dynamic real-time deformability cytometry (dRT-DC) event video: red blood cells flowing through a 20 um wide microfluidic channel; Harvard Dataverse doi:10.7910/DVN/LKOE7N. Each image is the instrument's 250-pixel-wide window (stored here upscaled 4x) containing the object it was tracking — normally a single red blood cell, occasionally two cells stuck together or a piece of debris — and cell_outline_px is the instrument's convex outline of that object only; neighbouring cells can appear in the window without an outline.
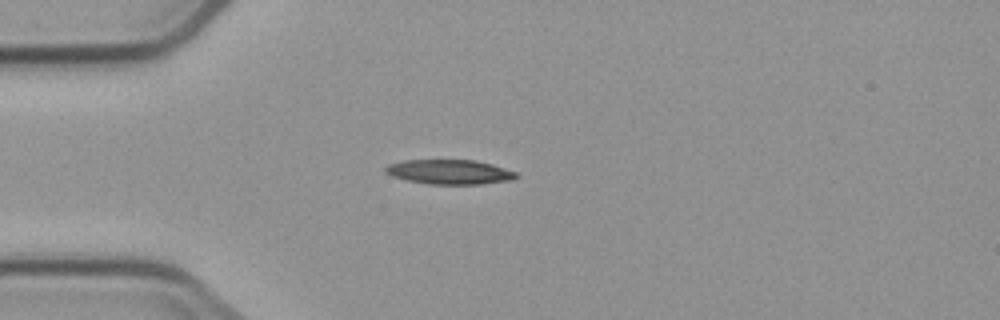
{"species": "common noctule bat (a hibernating species)", "species_latin": "Nyctalus noctula", "temperature_condition": "cold", "stored_images_in_passage": 3, "camera_frame_rate_fps": 3000, "um_per_image_px": 0.085, "animal": {"sex": "male", "body_mass_g": 23.1, "forearm_length_mm": 52.7}, "frame": {"image": 1, "passage_image": 3, "time_ms": 3.0, "image_size_px": [1000, 320], "cell_outline_px": [[520, 176], [512, 180], [480, 184], [428, 184], [408, 180], [392, 176], [384, 172], [384, 168], [388, 164], [404, 160], [476, 160], [492, 164], [516, 172]], "centroid_in_image_um": [38.22, 14.61], "position_along_channel_um": 46.8, "area_um2": 18.79}}